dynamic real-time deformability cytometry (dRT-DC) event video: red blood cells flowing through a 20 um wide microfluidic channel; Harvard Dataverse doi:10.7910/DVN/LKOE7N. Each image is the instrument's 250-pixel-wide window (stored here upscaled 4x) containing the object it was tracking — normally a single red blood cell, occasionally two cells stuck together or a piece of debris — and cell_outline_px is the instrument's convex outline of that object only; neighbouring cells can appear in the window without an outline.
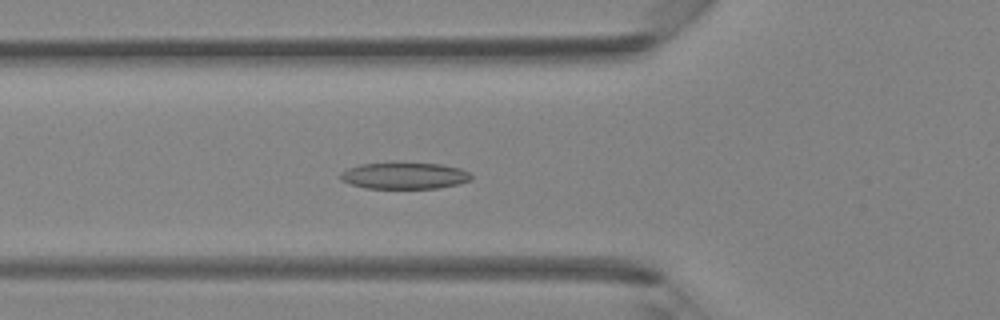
{"species": "Egyptian fruit bat (a non-hibernating species)", "species_latin": "Rousettus aegyptiacus", "temperature_condition": "room temperature", "stored_images_in_passage": 43, "camera_frame_rate_fps": 3000, "um_per_image_px": 0.085, "animal": {"sex": "female"}, "frame": {"image": 1, "passage_image": 16, "time_ms": 5.0, "image_size_px": [1000, 320], "cell_outline_px": [[472, 180], [460, 184], [436, 188], [364, 188], [340, 180], [340, 172], [348, 168], [360, 164], [440, 164], [460, 168], [468, 172], [472, 176]], "centroid_in_image_um": [34.39, 14.95], "position_along_channel_um": 91.4, "area_um2": 19.88}}
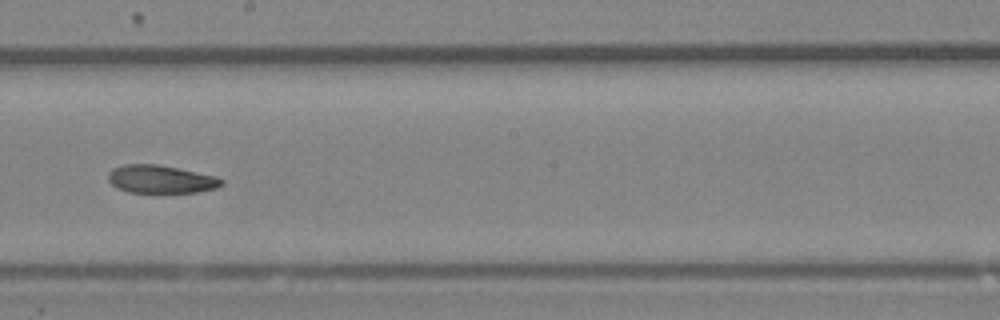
{"frame": {"image": 2, "passage_image": 25, "time_ms": 8.0, "image_size_px": [1000, 320], "cell_outline_px": [[224, 184], [216, 188], [196, 192], [128, 192], [116, 188], [108, 180], [108, 172], [112, 168], [124, 164], [156, 164], [216, 176], [224, 180]], "centroid_in_image_um": [13.64, 15.23], "position_along_channel_um": 234.6, "area_um2": 18.44}}
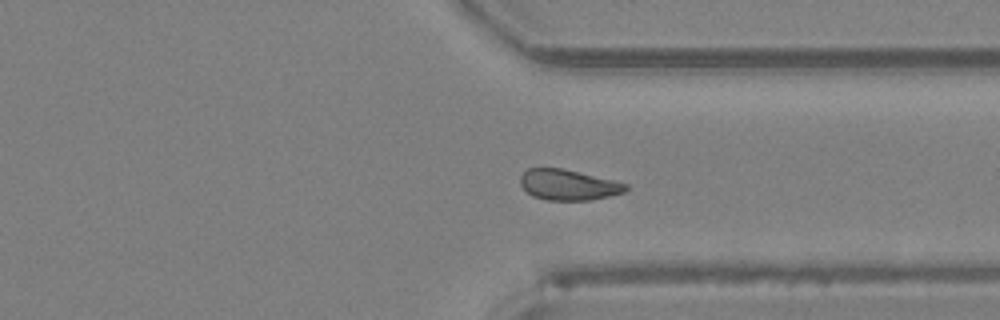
{"frame": {"image": 3, "passage_image": 33, "time_ms": 10.667, "image_size_px": [1000, 320], "cell_outline_px": [[628, 188], [624, 192], [592, 200], [548, 200], [532, 196], [520, 184], [520, 176], [528, 168], [564, 168], [628, 184]], "centroid_in_image_um": [48.29, 15.71], "position_along_channel_um": 363.1, "area_um2": 18.73}}